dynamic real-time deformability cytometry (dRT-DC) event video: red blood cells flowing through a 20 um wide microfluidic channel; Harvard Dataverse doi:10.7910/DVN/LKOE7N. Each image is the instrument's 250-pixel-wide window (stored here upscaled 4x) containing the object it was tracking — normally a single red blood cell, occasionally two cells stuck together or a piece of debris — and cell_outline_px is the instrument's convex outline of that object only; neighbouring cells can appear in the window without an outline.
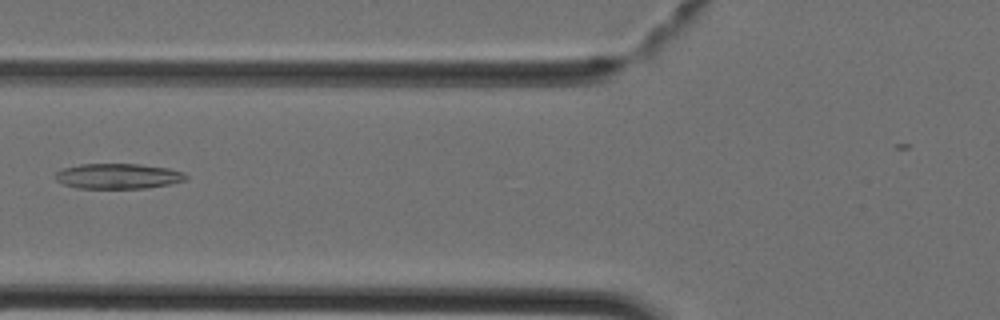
{"species": "Egyptian fruit bat (a non-hibernating species)", "species_latin": "Rousettus aegyptiacus", "temperature_condition": "cold", "stored_images_in_passage": 29, "camera_frame_rate_fps": 3000, "um_per_image_px": 0.085, "animal": {"sex": "female"}, "frame": {"image": 1, "passage_image": 17, "time_ms": 5.333, "image_size_px": [1000, 320], "cell_outline_px": [[188, 180], [148, 188], [76, 188], [64, 184], [56, 180], [56, 172], [64, 168], [80, 164], [136, 164], [168, 168], [184, 172], [188, 176]], "centroid_in_image_um": [10.06, 14.97], "position_along_channel_um": 115.7, "area_um2": 19.19}}
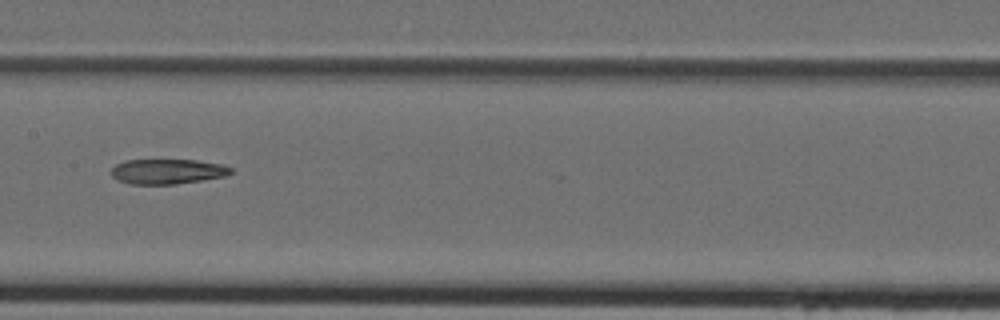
{"frame": {"image": 2, "passage_image": 22, "time_ms": 7.0, "image_size_px": [1000, 320], "cell_outline_px": [[232, 172], [224, 176], [204, 180], [176, 184], [128, 184], [116, 180], [112, 176], [112, 168], [116, 164], [124, 160], [196, 160], [224, 164], [232, 168]], "centroid_in_image_um": [14.23, 14.58], "position_along_channel_um": 193.2, "area_um2": 17.57}}
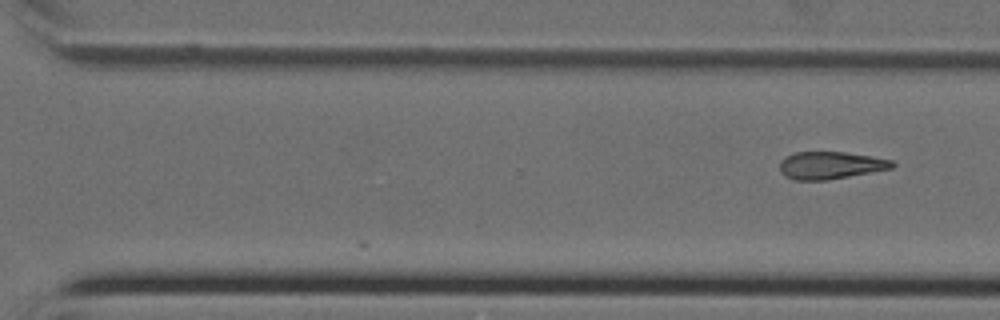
{"frame": {"image": 3, "passage_image": 29, "time_ms": 9.333, "image_size_px": [1000, 320], "cell_outline_px": [[896, 164], [892, 168], [828, 180], [796, 180], [784, 176], [780, 172], [780, 160], [784, 156], [796, 152], [844, 152], [892, 160]], "centroid_in_image_um": [70.54, 14.05], "position_along_channel_um": 300.1, "area_um2": 17.92}}